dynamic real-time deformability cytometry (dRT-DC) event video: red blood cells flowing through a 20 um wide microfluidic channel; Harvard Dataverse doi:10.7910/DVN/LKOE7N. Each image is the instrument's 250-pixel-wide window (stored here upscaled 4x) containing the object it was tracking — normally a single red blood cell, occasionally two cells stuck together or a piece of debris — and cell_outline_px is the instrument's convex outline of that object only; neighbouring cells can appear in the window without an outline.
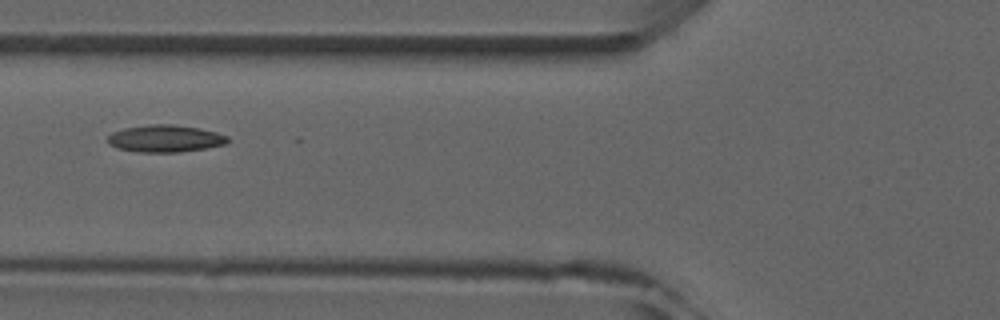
{"species": "common noctule bat (a hibernating species)", "species_latin": "Nyctalus noctula", "temperature_condition": "room temperature", "stored_images_in_passage": 6, "camera_frame_rate_fps": 3000, "um_per_image_px": 0.085, "animal": {"sex": "male", "forearm_length_mm": 52.5}, "frame": {"image": 1, "passage_image": 6, "time_ms": 6.333, "image_size_px": [1000, 320], "cell_outline_px": [[228, 144], [180, 152], [140, 152], [116, 148], [108, 144], [108, 136], [112, 132], [124, 128], [152, 124], [172, 124], [200, 128], [216, 132], [228, 136]], "centroid_in_image_um": [14.04, 11.77], "position_along_channel_um": 111.8, "area_um2": 19.02}}